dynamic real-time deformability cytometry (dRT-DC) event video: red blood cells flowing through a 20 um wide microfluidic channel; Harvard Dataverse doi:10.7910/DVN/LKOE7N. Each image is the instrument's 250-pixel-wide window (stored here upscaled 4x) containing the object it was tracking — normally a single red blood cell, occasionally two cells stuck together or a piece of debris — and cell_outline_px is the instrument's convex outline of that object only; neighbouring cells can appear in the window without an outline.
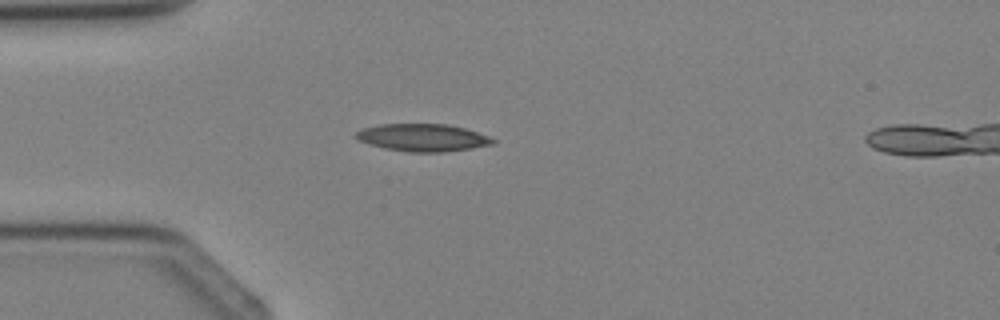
{"species": "Egyptian fruit bat (a non-hibernating species)", "species_latin": "Rousettus aegyptiacus", "temperature_condition": "cold", "stored_images_in_passage": 1, "camera_frame_rate_fps": 3000, "um_per_image_px": 0.085, "animal": {"sex": "female"}, "frame": {"image": 1, "passage_image": 1, "time_ms": 0.0, "image_size_px": [1000, 320], "cell_outline_px": [[496, 140], [492, 144], [472, 148], [444, 152], [408, 152], [384, 148], [360, 140], [356, 136], [356, 132], [364, 128], [380, 124], [448, 124], [464, 128], [488, 136]], "centroid_in_image_um": [35.96, 11.69], "position_along_channel_um": 49.0, "area_um2": 21.62}}